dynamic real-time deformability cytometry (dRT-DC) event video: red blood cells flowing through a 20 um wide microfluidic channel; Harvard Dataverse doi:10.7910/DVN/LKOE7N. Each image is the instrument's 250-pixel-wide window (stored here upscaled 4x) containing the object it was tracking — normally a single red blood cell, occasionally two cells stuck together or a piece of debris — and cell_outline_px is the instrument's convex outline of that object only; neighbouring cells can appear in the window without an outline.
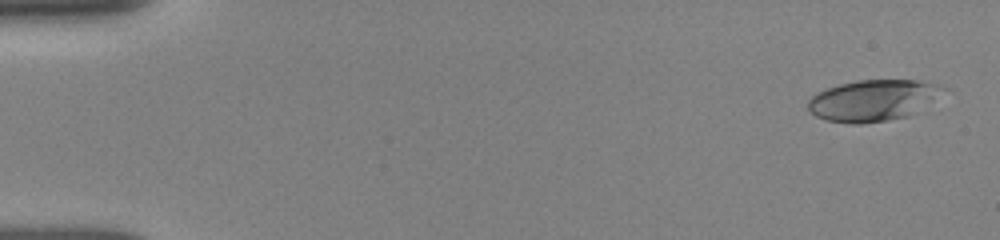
{"species": "human", "species_latin": "Homo sapiens", "temperature_condition": "room temperature", "stored_images_in_passage": 21, "camera_frame_rate_fps": 3000, "um_per_image_px": 0.085, "donor": {"sex": "female"}, "frame": {"image": 1, "passage_image": 1, "time_ms": 0.0, "image_size_px": [1000, 240], "cell_outline_px": [[952, 88], [908, 116], [888, 120], [860, 124], [852, 124], [828, 120], [816, 116], [808, 112], [808, 100], [812, 96], [824, 88], [856, 80], [920, 80]], "centroid_in_image_um": [74.21, 8.52], "position_along_channel_um": 10.8, "area_um2": 32.66}}
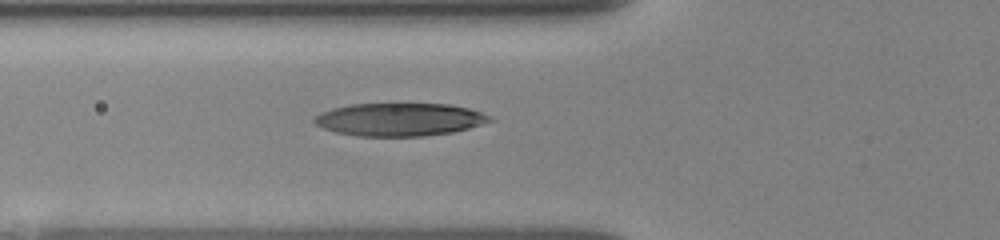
{"frame": {"image": 2, "passage_image": 12, "time_ms": 5.667, "image_size_px": [1000, 240], "cell_outline_px": [[496, 120], [468, 128], [452, 132], [424, 136], [356, 136], [336, 132], [324, 128], [316, 124], [312, 120], [320, 112], [332, 108], [352, 104], [448, 104], [468, 108], [480, 112]], "centroid_in_image_um": [33.94, 10.16], "position_along_channel_um": 91.9, "area_um2": 33.52}}
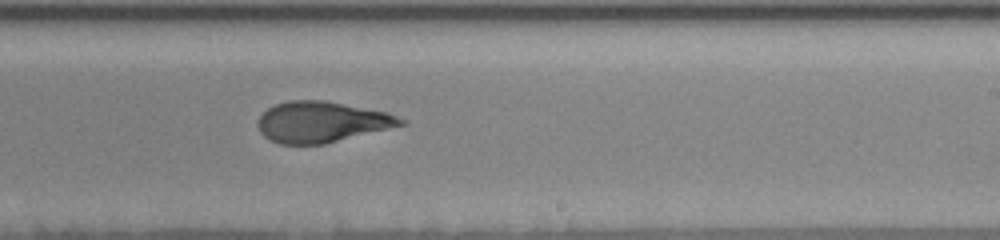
{"frame": {"image": 3, "passage_image": 21, "time_ms": 10.0, "image_size_px": [1000, 240], "cell_outline_px": [[408, 124], [324, 144], [280, 144], [268, 140], [260, 132], [256, 124], [260, 116], [268, 108], [276, 104], [288, 100], [324, 100], [388, 112], [404, 120]], "centroid_in_image_um": [27.33, 10.37], "position_along_channel_um": 261.7, "area_um2": 34.1}}